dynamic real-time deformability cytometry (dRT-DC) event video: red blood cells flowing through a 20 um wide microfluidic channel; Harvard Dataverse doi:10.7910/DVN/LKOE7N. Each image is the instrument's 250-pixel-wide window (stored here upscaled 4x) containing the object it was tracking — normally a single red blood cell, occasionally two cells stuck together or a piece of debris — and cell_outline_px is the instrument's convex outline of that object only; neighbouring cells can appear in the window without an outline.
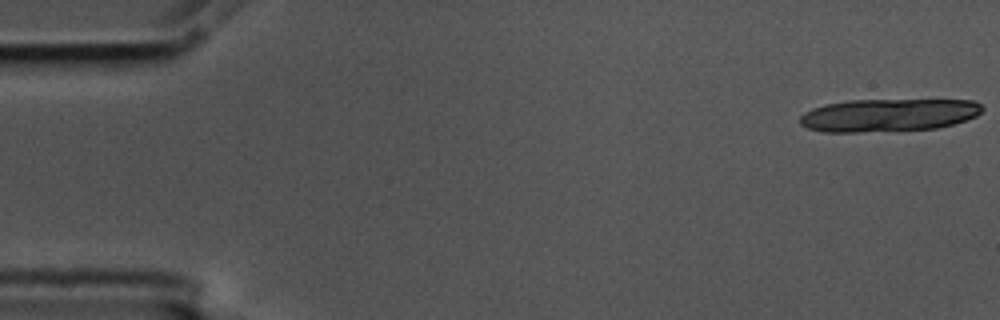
{"species": "common noctule bat (a hibernating species)", "species_latin": "Nyctalus noctula", "temperature_condition": "cold", "stored_images_in_passage": 19, "camera_frame_rate_fps": 3000, "um_per_image_px": 0.085, "animal": {"sex": "male", "body_mass_g": 17.5, "forearm_length_mm": 52.3}, "frame": {"image": 1, "passage_image": 1, "time_ms": 0.0, "image_size_px": [1000, 320], "cell_outline_px": [[984, 108], [976, 116], [952, 124], [936, 128], [860, 132], [824, 132], [808, 128], [800, 124], [800, 116], [804, 112], [812, 108], [824, 104], [848, 100], [972, 100], [980, 104]], "centroid_in_image_um": [75.47, 9.78], "position_along_channel_um": 9.5, "area_um2": 34.8}}